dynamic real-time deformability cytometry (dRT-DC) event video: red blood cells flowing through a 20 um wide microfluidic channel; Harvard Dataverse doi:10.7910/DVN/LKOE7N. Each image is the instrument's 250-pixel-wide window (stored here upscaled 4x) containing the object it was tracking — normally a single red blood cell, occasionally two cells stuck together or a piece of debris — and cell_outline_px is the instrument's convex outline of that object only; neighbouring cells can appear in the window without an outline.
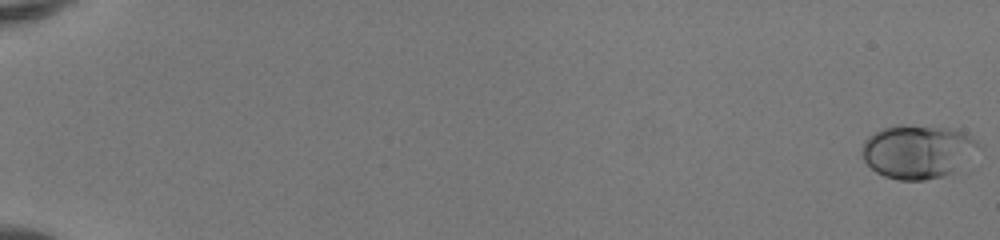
{"species": "human", "species_latin": "Homo sapiens", "temperature_condition": "room temperature", "stored_images_in_passage": 53, "camera_frame_rate_fps": 3000, "um_per_image_px": 0.085, "donor": {"sex": "female"}, "frame": {"image": 1, "passage_image": 1, "time_ms": 0.0, "image_size_px": [1000, 240], "cell_outline_px": [[984, 148], [952, 172], [944, 176], [924, 180], [900, 180], [884, 176], [876, 172], [864, 160], [860, 152], [860, 148], [864, 140], [872, 132], [880, 128], [896, 124], [904, 124], [952, 128], [964, 132], [972, 136]], "centroid_in_image_um": [78.01, 12.85], "position_along_channel_um": 7.0, "area_um2": 37.22}}
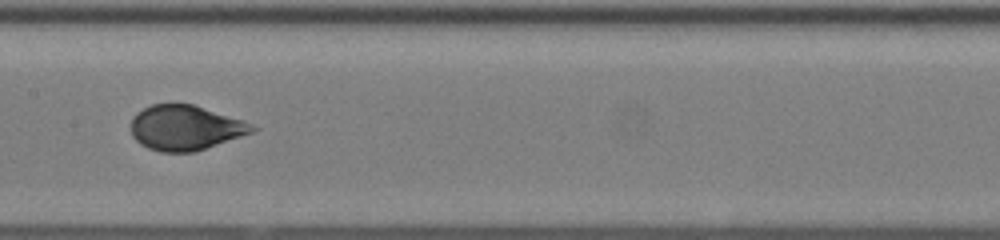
{"frame": {"image": 2, "passage_image": 30, "time_ms": 9.667, "image_size_px": [1000, 240], "cell_outline_px": [[260, 128], [252, 132], [196, 152], [160, 152], [148, 148], [140, 144], [132, 136], [132, 116], [136, 112], [152, 104], [192, 104], [244, 120]], "centroid_in_image_um": [15.75, 10.86], "position_along_channel_um": 191.6, "area_um2": 31.79}}
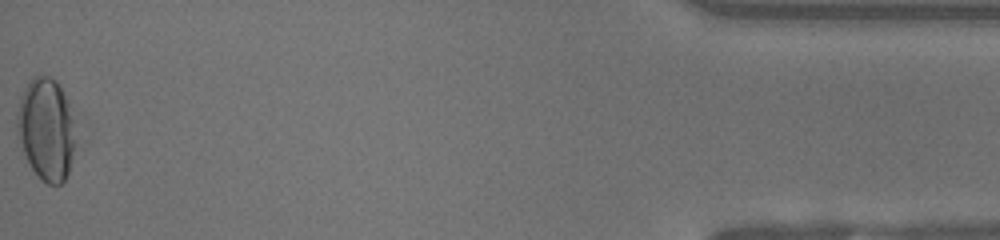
{"frame": {"image": 3, "passage_image": 53, "time_ms": 17.333, "image_size_px": [1000, 240], "cell_outline_px": [[88, 144], [64, 180], [60, 184], [48, 184], [40, 180], [32, 168], [16, 136], [16, 112], [20, 96], [24, 88], [32, 76], [48, 76], [56, 80], [88, 140]], "centroid_in_image_um": [4.13, 11.06], "position_along_channel_um": 431.1, "area_um2": 38.32}, "authors_computed_cell_mechanics": {"area_um2": 32.5992, "velocity_mm_per_s": 4.1374, "shape_relaxation_time_tau1_ms": 4.3984, "shape_relaxation_time_tau2_ms": null, "deformation_change_tau1": 0.1645, "deformation_change_tau2": null}}